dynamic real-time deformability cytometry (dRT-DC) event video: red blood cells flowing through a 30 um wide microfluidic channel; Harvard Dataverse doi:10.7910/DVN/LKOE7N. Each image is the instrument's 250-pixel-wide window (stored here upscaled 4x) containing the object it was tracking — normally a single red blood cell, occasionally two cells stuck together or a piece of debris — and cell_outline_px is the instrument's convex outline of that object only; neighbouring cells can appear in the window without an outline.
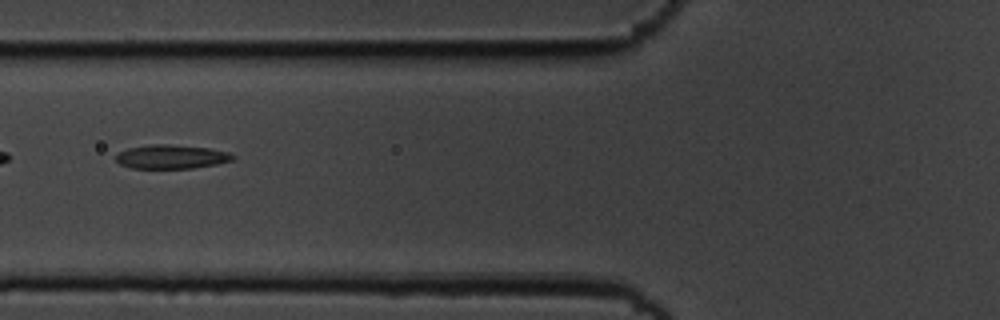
{"species": "common noctule bat (a hibernating species)", "species_latin": "Nyctalus noctula", "temperature_condition": "cold", "stored_images_in_passage": 6, "camera_frame_rate_fps": 3000, "um_per_image_px": 0.085, "animal": {"sex": "male", "body_mass_g": 19.5, "forearm_length_mm": 54.6}, "frame": {"image": 1, "passage_image": 4, "time_ms": 1.0, "image_size_px": [1000, 320], "cell_outline_px": [[236, 156], [232, 160], [216, 164], [192, 168], [132, 168], [120, 164], [116, 160], [116, 156], [120, 152], [128, 148], [152, 144], [168, 144], [208, 148], [228, 152]], "centroid_in_image_um": [14.57, 13.32], "position_along_channel_um": 111.2, "area_um2": 16.13}}
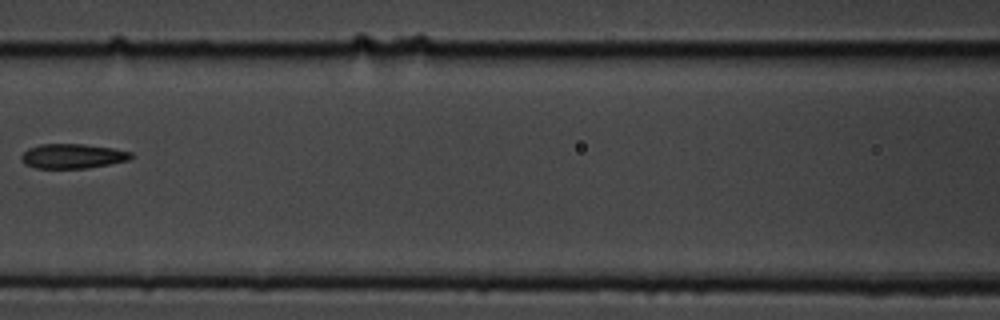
{"frame": {"image": 2, "passage_image": 5, "time_ms": 1.333, "image_size_px": [1000, 320], "cell_outline_px": [[136, 156], [128, 160], [88, 168], [36, 168], [24, 164], [20, 160], [20, 156], [28, 148], [40, 144], [84, 144], [112, 148], [132, 152]], "centroid_in_image_um": [6.16, 13.27], "position_along_channel_um": 160.4, "area_um2": 15.84}}
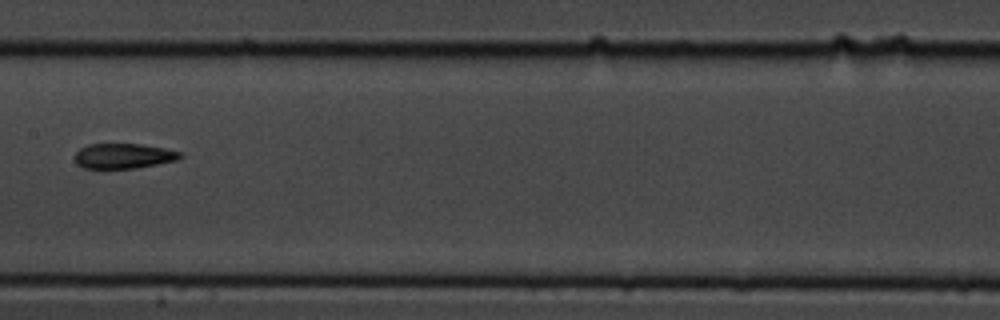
{"frame": {"image": 3, "passage_image": 6, "time_ms": 1.667, "image_size_px": [1000, 320], "cell_outline_px": [[184, 156], [176, 160], [136, 168], [84, 168], [76, 164], [76, 152], [80, 148], [88, 144], [140, 144], [164, 148], [184, 152]], "centroid_in_image_um": [10.53, 13.25], "position_along_channel_um": 196.9, "area_um2": 15.37}}